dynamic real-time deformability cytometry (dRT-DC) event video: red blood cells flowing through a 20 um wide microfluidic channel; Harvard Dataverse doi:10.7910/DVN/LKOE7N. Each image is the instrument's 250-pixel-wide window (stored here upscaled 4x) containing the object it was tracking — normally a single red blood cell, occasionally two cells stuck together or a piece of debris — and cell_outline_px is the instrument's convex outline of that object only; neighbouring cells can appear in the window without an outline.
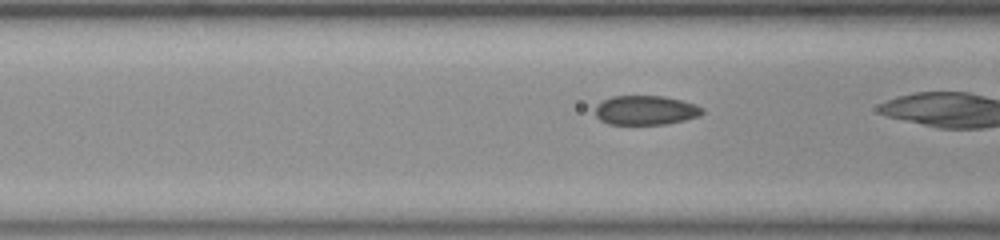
{"species": "common noctule bat (a hibernating species)", "species_latin": "Nyctalus noctula", "temperature_condition": "room temperature", "stored_images_in_passage": 25, "camera_frame_rate_fps": 3000, "um_per_image_px": 0.085, "animal": {"sex": "female", "body_mass_g": 23.0, "forearm_length_mm": 53.4}, "frame": {"image": 1, "passage_image": 18, "time_ms": 5.667, "image_size_px": [1000, 240], "cell_outline_px": [[704, 112], [700, 116], [684, 120], [664, 124], [608, 124], [600, 120], [596, 116], [596, 104], [612, 96], [664, 96], [696, 104], [704, 108]], "centroid_in_image_um": [54.89, 9.37], "position_along_channel_um": 111.7, "area_um2": 18.32}}